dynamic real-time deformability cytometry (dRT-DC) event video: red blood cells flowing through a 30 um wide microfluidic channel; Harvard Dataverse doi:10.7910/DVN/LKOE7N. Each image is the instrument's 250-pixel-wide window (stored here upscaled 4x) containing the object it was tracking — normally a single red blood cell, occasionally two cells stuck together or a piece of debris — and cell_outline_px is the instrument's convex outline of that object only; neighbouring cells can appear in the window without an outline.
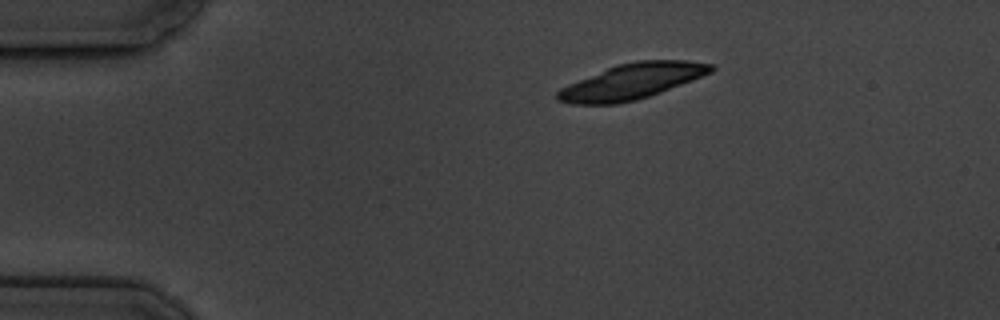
{"species": "common noctule bat (a hibernating species)", "species_latin": "Nyctalus noctula", "temperature_condition": "cold", "stored_images_in_passage": 5, "camera_frame_rate_fps": 3000, "um_per_image_px": 0.085, "animal": {"sex": "male", "body_mass_g": 19.5, "forearm_length_mm": 54.6}, "frame": {"image": 1, "passage_image": 1, "time_ms": 0.0, "image_size_px": [1000, 320], "cell_outline_px": [[716, 68], [712, 72], [692, 80], [660, 92], [636, 100], [616, 104], [572, 104], [556, 100], [556, 92], [560, 88], [568, 84], [616, 64], [636, 60], [688, 60], [712, 64]], "centroid_in_image_um": [53.7, 6.91], "position_along_channel_um": 31.3, "area_um2": 31.73}}